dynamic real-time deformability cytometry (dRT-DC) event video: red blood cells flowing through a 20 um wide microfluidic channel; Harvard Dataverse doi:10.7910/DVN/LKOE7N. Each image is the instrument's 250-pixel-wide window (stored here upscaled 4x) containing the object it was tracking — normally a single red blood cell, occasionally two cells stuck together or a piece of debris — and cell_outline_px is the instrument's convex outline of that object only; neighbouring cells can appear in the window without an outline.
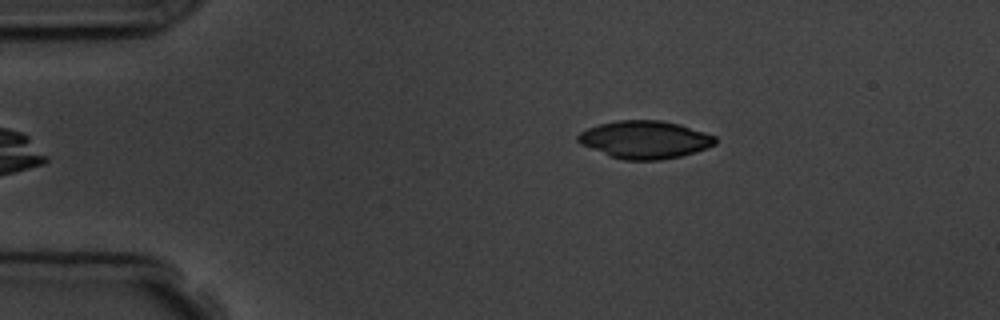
{"species": "common noctule bat (a hibernating species)", "species_latin": "Nyctalus noctula", "temperature_condition": "room temperature", "stored_images_in_passage": 6, "camera_frame_rate_fps": 3000, "um_per_image_px": 0.085, "animal": {"sex": "male", "body_mass_g": 19.5, "forearm_length_mm": 54.6}, "frame": {"image": 1, "passage_image": 1, "time_ms": 0.0, "image_size_px": [1000, 320], "cell_outline_px": [[716, 144], [708, 148], [696, 152], [680, 156], [660, 160], [624, 160], [612, 156], [580, 144], [576, 140], [576, 136], [580, 132], [588, 128], [600, 124], [616, 120], [660, 120], [680, 124], [716, 136]], "centroid_in_image_um": [54.83, 11.86], "position_along_channel_um": 30.2, "area_um2": 30.17}}